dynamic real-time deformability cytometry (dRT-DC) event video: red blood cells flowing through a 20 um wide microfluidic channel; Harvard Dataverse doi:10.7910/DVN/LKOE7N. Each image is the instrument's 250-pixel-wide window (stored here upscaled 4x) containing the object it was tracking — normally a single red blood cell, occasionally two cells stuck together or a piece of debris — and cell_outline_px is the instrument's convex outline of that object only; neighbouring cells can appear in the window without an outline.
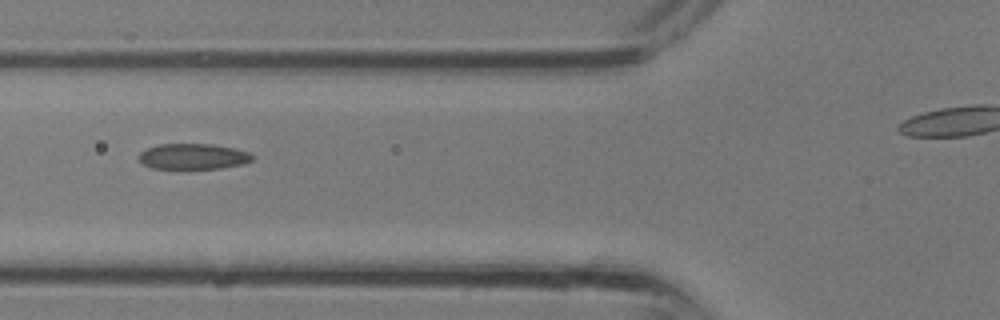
{"species": "common noctule bat (a hibernating species)", "species_latin": "Nyctalus noctula", "temperature_condition": "room temperature", "stored_images_in_passage": 2, "camera_frame_rate_fps": 3000, "um_per_image_px": 0.085, "animal": {"sex": "male", "body_mass_g": 13.3}, "frame": {"image": 1, "passage_image": 2, "time_ms": 0.333, "image_size_px": [1000, 320], "cell_outline_px": [[252, 160], [244, 164], [220, 168], [152, 168], [144, 164], [140, 160], [140, 152], [148, 148], [160, 144], [212, 144], [232, 148], [248, 152], [252, 156]], "centroid_in_image_um": [16.42, 13.29], "position_along_channel_um": 109.4, "area_um2": 16.65}}